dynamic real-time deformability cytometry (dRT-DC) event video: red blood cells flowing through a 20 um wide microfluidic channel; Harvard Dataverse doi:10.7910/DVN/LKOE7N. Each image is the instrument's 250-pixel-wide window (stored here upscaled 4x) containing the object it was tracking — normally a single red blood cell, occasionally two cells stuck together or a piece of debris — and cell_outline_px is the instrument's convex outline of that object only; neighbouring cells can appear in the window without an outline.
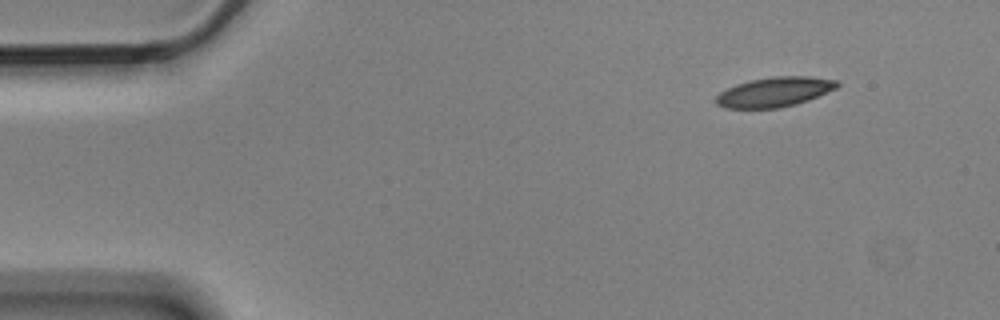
{"species": "Egyptian fruit bat (a non-hibernating species)", "species_latin": "Rousettus aegyptiacus", "temperature_condition": "cold", "stored_images_in_passage": 4, "camera_frame_rate_fps": 3000, "um_per_image_px": 0.085, "animal": {"sex": "male"}, "frame": {"image": 1, "passage_image": 1, "time_ms": 0.0, "image_size_px": [1000, 320], "cell_outline_px": [[840, 84], [836, 88], [808, 100], [796, 104], [780, 108], [724, 108], [716, 104], [716, 96], [720, 92], [736, 84], [752, 80], [772, 76], [808, 76], [836, 80]], "centroid_in_image_um": [65.82, 7.82], "position_along_channel_um": 19.2, "area_um2": 20.87}}
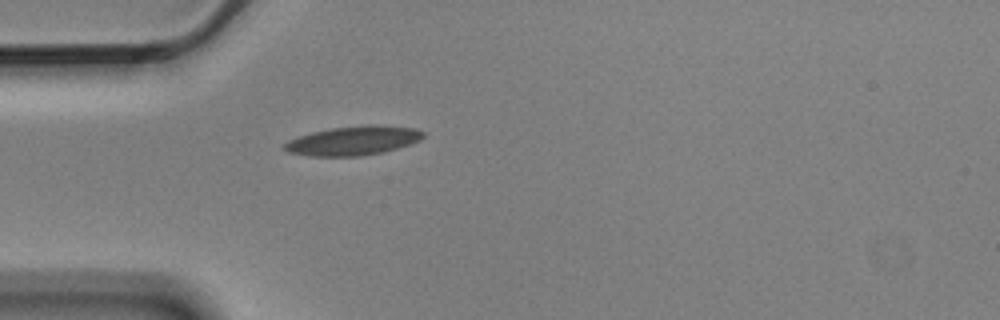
{"frame": {"image": 2, "passage_image": 4, "time_ms": 1.0, "image_size_px": [1000, 320], "cell_outline_px": [[424, 136], [420, 140], [396, 148], [380, 152], [360, 156], [308, 156], [288, 152], [284, 148], [284, 144], [288, 140], [312, 132], [332, 128], [368, 124], [376, 124], [416, 128], [424, 132]], "centroid_in_image_um": [30.02, 11.94], "position_along_channel_um": 55.0, "area_um2": 23.41}}